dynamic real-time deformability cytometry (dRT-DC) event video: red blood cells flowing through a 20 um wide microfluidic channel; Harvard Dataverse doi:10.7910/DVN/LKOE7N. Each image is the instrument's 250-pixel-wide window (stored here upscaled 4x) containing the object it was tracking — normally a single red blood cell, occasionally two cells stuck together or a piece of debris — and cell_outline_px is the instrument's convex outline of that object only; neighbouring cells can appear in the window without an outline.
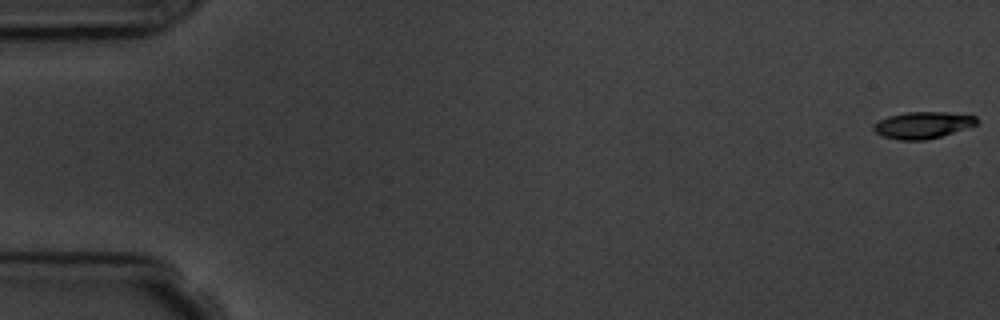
{"species": "common noctule bat (a hibernating species)", "species_latin": "Nyctalus noctula", "temperature_condition": "room temperature", "stored_images_in_passage": 5, "camera_frame_rate_fps": 3000, "um_per_image_px": 0.085, "animal": {"sex": "male", "body_mass_g": 19.5, "forearm_length_mm": 54.6}, "frame": {"image": 1, "passage_image": 1, "time_ms": 0.0, "image_size_px": [1000, 320], "cell_outline_px": [[976, 124], [928, 140], [896, 140], [884, 136], [876, 132], [872, 128], [872, 124], [888, 116], [908, 112], [944, 112], [976, 116]], "centroid_in_image_um": [78.37, 10.63], "position_along_channel_um": 6.6, "area_um2": 15.78}}